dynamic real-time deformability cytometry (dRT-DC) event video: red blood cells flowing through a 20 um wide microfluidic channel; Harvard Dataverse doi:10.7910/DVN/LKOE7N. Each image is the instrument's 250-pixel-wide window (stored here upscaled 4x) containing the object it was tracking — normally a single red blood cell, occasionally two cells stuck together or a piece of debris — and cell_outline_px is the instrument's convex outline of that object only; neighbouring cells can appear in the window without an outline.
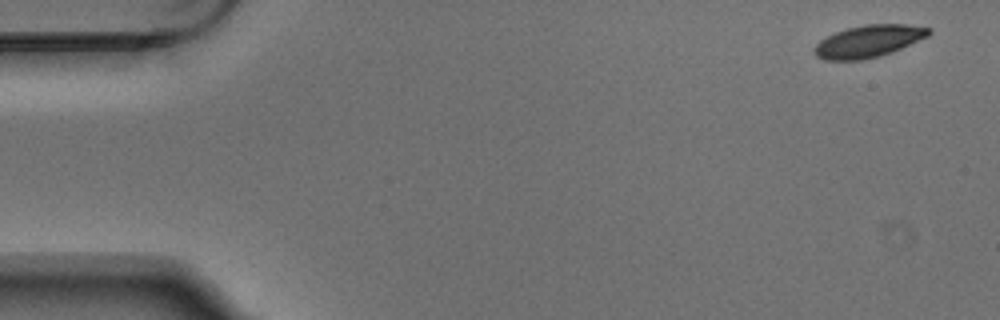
{"species": "Egyptian fruit bat (a non-hibernating species)", "species_latin": "Rousettus aegyptiacus", "temperature_condition": "warm", "stored_images_in_passage": 4, "camera_frame_rate_fps": 3000, "um_per_image_px": 0.085, "animal": {"sex": "male"}, "frame": {"image": 1, "passage_image": 1, "time_ms": 0.0, "image_size_px": [1000, 320], "cell_outline_px": [[932, 32], [928, 36], [892, 52], [880, 56], [864, 60], [824, 60], [816, 56], [812, 52], [812, 48], [820, 40], [836, 32], [848, 28], [864, 24], [904, 24], [932, 28]], "centroid_in_image_um": [73.81, 3.51], "position_along_channel_um": 11.2, "area_um2": 21.56}}